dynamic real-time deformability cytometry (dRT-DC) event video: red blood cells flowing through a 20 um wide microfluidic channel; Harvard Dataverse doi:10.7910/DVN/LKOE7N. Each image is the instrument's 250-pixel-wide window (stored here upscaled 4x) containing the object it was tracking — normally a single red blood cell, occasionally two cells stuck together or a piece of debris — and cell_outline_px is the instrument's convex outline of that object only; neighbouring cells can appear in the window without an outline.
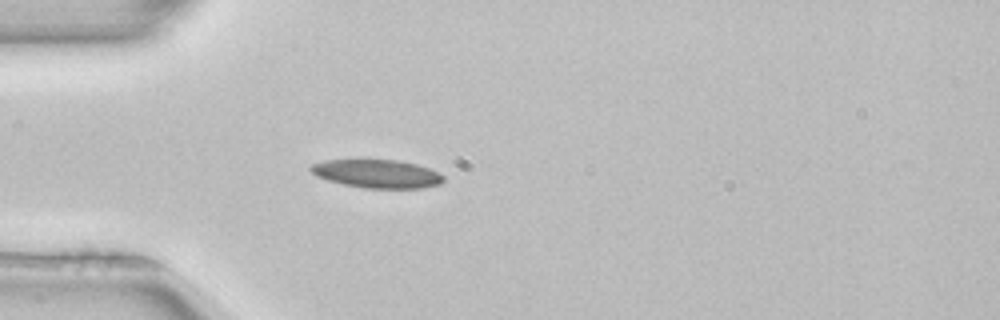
{"species": "common noctule bat (a hibernating species)", "species_latin": "Nyctalus noctula", "temperature_condition": "room temperature", "stored_images_in_passage": 45, "camera_frame_rate_fps": 3000, "um_per_image_px": 0.085, "animal": {"sex": "female", "body_mass_g": 22.7, "forearm_length_mm": 54.2}, "frame": {"image": 1, "passage_image": 14, "time_ms": 4.333, "image_size_px": [1000, 320], "cell_outline_px": [[444, 180], [440, 184], [424, 188], [364, 188], [344, 184], [328, 180], [316, 176], [308, 168], [312, 164], [324, 160], [356, 156], [364, 156], [396, 160], [416, 164], [428, 168], [444, 176]], "centroid_in_image_um": [31.97, 14.71], "position_along_channel_um": 53.0, "area_um2": 22.95}}
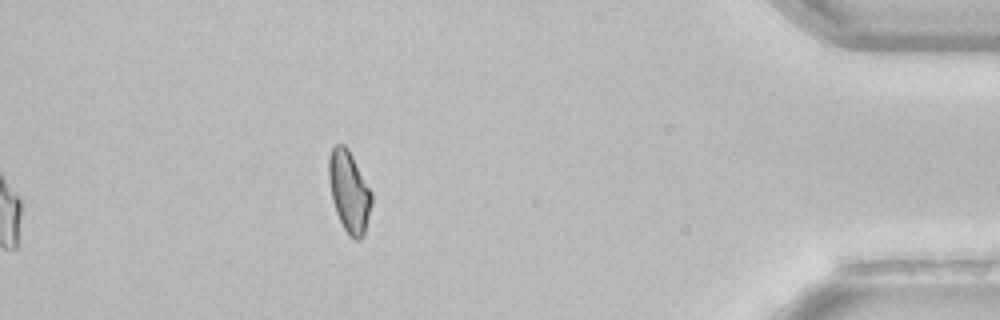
{"frame": {"image": 2, "passage_image": 45, "time_ms": 14.667, "image_size_px": [1000, 320], "cell_outline_px": [[372, 204], [364, 236], [360, 240], [352, 240], [348, 236], [336, 212], [332, 200], [328, 180], [328, 156], [332, 148], [336, 144], [344, 144], [348, 148], [372, 192]], "centroid_in_image_um": [29.67, 16.3], "position_along_channel_um": 405.5, "area_um2": 20.58}, "authors_computed_cell_mechanics": {"area_um2": 21.386, "velocity_mm_per_s": 3.978, "shape_relaxation_time_tau1_ms": 5.8292, "shape_relaxation_time_tau2_ms": 8.2077, "deformation_change_tau1": 0.1129, "deformation_change_tau2": 0.1442}}